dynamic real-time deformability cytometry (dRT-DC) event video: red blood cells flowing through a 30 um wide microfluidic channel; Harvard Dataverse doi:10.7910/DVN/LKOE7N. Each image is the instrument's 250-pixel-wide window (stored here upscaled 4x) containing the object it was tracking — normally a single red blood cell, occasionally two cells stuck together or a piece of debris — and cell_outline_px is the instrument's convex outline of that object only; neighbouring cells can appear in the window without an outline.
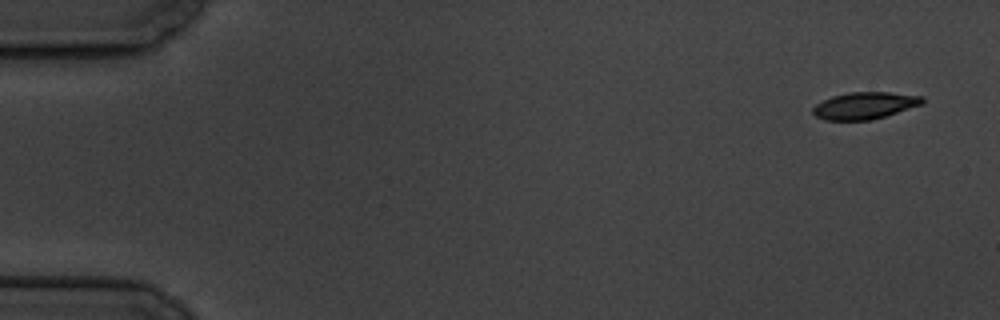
{"species": "common noctule bat (a hibernating species)", "species_latin": "Nyctalus noctula", "temperature_condition": "cold", "stored_images_in_passage": 10, "camera_frame_rate_fps": 3000, "um_per_image_px": 0.085, "animal": {"sex": "male", "body_mass_g": 19.5, "forearm_length_mm": 54.6}, "frame": {"image": 1, "passage_image": 1, "time_ms": 0.0, "image_size_px": [1000, 320], "cell_outline_px": [[924, 104], [872, 120], [824, 120], [816, 116], [812, 112], [812, 108], [816, 104], [832, 96], [848, 92], [888, 92], [924, 96]], "centroid_in_image_um": [73.52, 8.97], "position_along_channel_um": 11.5, "area_um2": 17.28}}
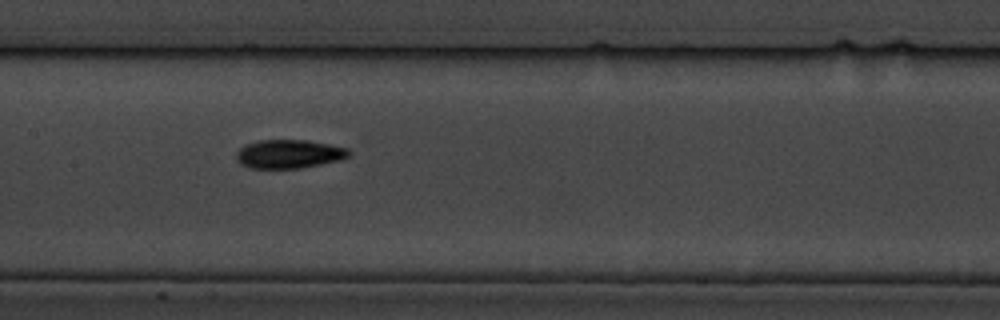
{"frame": {"image": 2, "passage_image": 8, "time_ms": 8.667, "image_size_px": [1000, 320], "cell_outline_px": [[352, 152], [348, 156], [340, 160], [300, 168], [248, 168], [240, 164], [236, 160], [236, 152], [244, 144], [256, 140], [308, 140], [348, 148]], "centroid_in_image_um": [24.52, 13.08], "position_along_channel_um": 182.9, "area_um2": 18.96}}
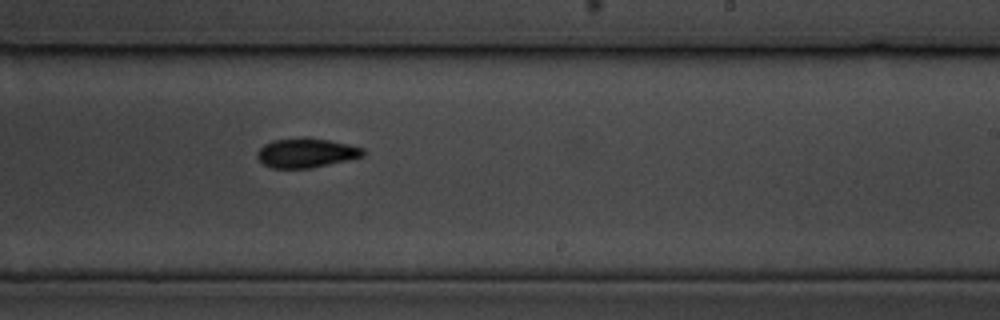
{"frame": {"image": 3, "passage_image": 10, "time_ms": 11.0, "image_size_px": [1000, 320], "cell_outline_px": [[364, 156], [312, 168], [272, 168], [264, 164], [256, 156], [256, 152], [264, 144], [272, 140], [304, 136], [328, 140], [348, 144], [364, 148]], "centroid_in_image_um": [26.0, 12.98], "position_along_channel_um": 263.0, "area_um2": 18.26}}